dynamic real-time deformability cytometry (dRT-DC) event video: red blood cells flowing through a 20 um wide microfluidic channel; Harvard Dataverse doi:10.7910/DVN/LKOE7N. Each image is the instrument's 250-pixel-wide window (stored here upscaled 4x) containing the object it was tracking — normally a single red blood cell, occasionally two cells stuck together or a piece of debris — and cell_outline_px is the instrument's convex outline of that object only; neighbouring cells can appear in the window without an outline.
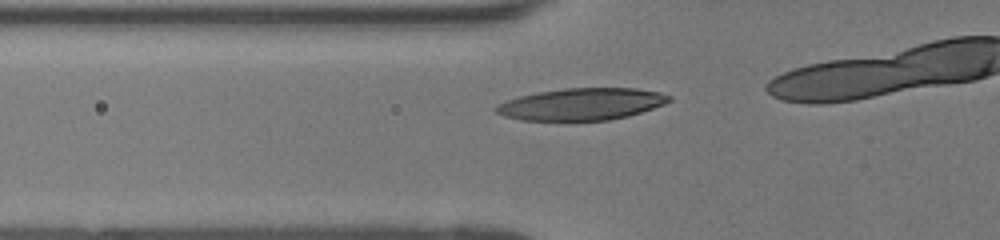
{"species": "human", "species_latin": "Homo sapiens", "temperature_condition": "room temperature", "stored_images_in_passage": 10, "camera_frame_rate_fps": 3000, "um_per_image_px": 0.085, "donor": {"sex": "female"}, "frame": {"image": 1, "passage_image": 5, "time_ms": 1.333, "image_size_px": [1000, 240], "cell_outline_px": [[672, 100], [664, 104], [628, 116], [608, 120], [520, 120], [504, 116], [496, 112], [492, 108], [496, 104], [520, 96], [536, 92], [564, 88], [636, 88], [660, 92], [672, 96]], "centroid_in_image_um": [49.42, 8.84], "position_along_channel_um": 76.4, "area_um2": 32.25}}
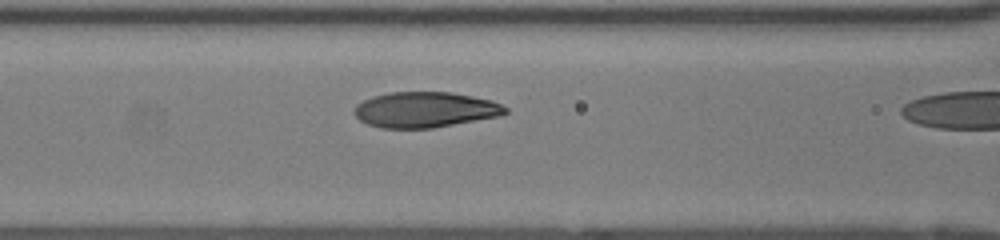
{"frame": {"image": 2, "passage_image": 9, "time_ms": 2.667, "image_size_px": [1000, 240], "cell_outline_px": [[508, 112], [500, 116], [432, 128], [380, 128], [368, 124], [360, 120], [352, 112], [356, 104], [372, 96], [388, 92], [452, 92], [492, 100], [508, 108]], "centroid_in_image_um": [36.12, 9.32], "position_along_channel_um": 130.5, "area_um2": 31.44}}